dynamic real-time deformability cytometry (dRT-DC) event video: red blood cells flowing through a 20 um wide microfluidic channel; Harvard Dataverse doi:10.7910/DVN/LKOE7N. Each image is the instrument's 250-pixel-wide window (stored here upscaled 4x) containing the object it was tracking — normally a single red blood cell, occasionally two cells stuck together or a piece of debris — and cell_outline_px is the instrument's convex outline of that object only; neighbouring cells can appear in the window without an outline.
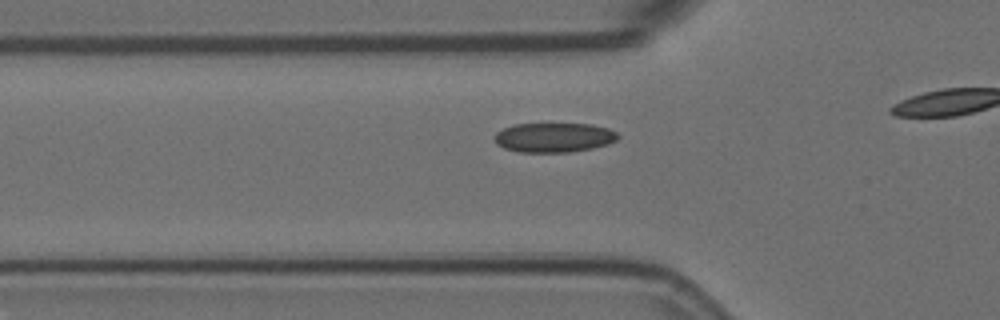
{"species": "Egyptian fruit bat (a non-hibernating species)", "species_latin": "Rousettus aegyptiacus", "temperature_condition": "room temperature", "stored_images_in_passage": 21, "camera_frame_rate_fps": 3000, "um_per_image_px": 0.085, "animal": {"sex": "female"}, "frame": {"image": 1, "passage_image": 15, "time_ms": 4.667, "image_size_px": [1000, 320], "cell_outline_px": [[620, 136], [616, 140], [608, 144], [592, 148], [568, 152], [520, 152], [504, 148], [496, 144], [492, 136], [496, 132], [512, 124], [592, 124], [608, 128], [616, 132]], "centroid_in_image_um": [47.05, 11.68], "position_along_channel_um": 78.7, "area_um2": 21.33}}
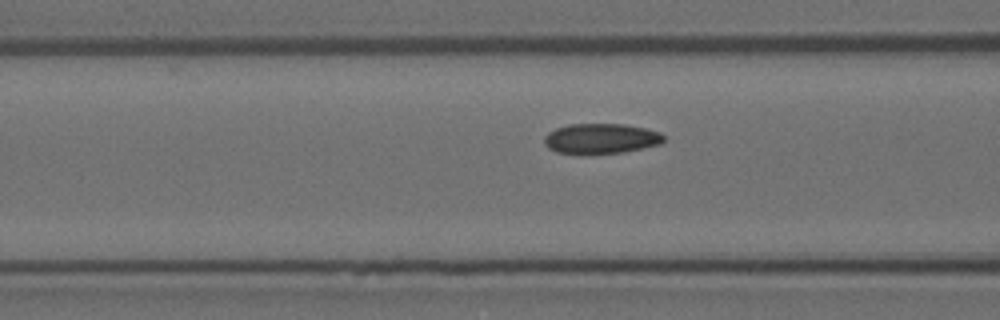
{"frame": {"image": 2, "passage_image": 18, "time_ms": 5.667, "image_size_px": [1000, 320], "cell_outline_px": [[664, 140], [660, 144], [624, 152], [556, 152], [548, 148], [544, 144], [544, 136], [548, 132], [556, 128], [568, 124], [624, 124], [644, 128], [660, 132], [664, 136]], "centroid_in_image_um": [51.08, 11.75], "position_along_channel_um": 115.5, "area_um2": 20.58}}